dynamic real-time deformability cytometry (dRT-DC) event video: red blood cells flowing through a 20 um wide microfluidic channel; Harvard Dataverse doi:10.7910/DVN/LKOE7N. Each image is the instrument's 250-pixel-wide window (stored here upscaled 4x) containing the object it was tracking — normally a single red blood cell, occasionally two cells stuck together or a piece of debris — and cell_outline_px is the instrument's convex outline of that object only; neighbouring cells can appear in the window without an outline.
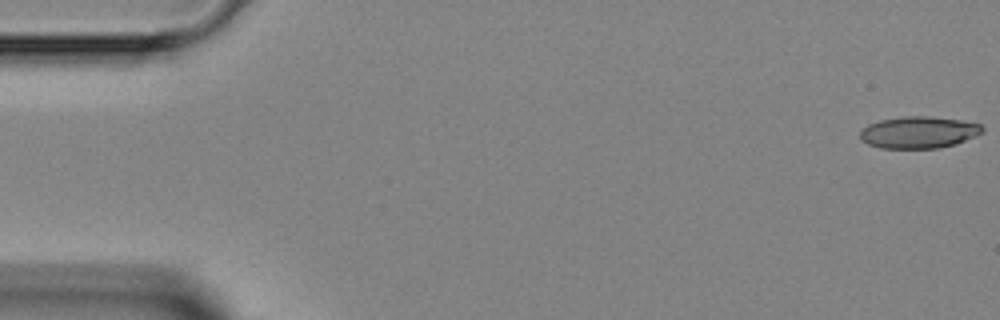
{"species": "Egyptian fruit bat (a non-hibernating species)", "species_latin": "Rousettus aegyptiacus", "temperature_condition": "room temperature", "stored_images_in_passage": 5, "camera_frame_rate_fps": 3000, "um_per_image_px": 0.085, "animal": {"sex": "female"}, "frame": {"image": 1, "passage_image": 1, "time_ms": 0.0, "image_size_px": [1000, 320], "cell_outline_px": [[984, 132], [964, 140], [940, 148], [880, 148], [868, 144], [860, 140], [860, 132], [868, 124], [880, 120], [904, 116], [932, 116], [960, 120], [980, 124], [984, 128]], "centroid_in_image_um": [78.07, 11.24], "position_along_channel_um": 6.9, "area_um2": 22.6}}